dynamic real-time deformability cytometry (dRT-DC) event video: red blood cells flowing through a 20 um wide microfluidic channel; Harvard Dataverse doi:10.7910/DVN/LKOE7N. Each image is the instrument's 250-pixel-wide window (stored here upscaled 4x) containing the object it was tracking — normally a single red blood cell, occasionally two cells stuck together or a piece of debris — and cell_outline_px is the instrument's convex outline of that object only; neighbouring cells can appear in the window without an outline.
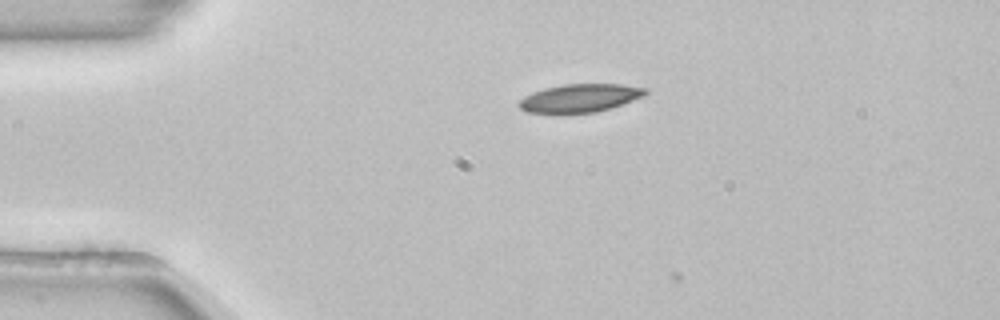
{"species": "common noctule bat (a hibernating species)", "species_latin": "Nyctalus noctula", "temperature_condition": "room temperature", "stored_images_in_passage": 4, "camera_frame_rate_fps": 3000, "um_per_image_px": 0.085, "animal": {"sex": "female", "body_mass_g": 22.7, "forearm_length_mm": 54.2}, "frame": {"image": 1, "passage_image": 3, "time_ms": 0.667, "image_size_px": [1000, 320], "cell_outline_px": [[648, 92], [644, 96], [612, 108], [596, 112], [528, 112], [520, 108], [516, 104], [524, 96], [532, 92], [544, 88], [564, 84], [620, 84], [648, 88]], "centroid_in_image_um": [49.32, 8.32], "position_along_channel_um": 35.7, "area_um2": 20.63}}